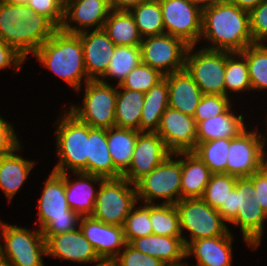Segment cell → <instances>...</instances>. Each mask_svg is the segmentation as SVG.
I'll use <instances>...</instances> for the list:
<instances>
[{
	"instance_id": "cell-1",
	"label": "cell",
	"mask_w": 267,
	"mask_h": 266,
	"mask_svg": "<svg viewBox=\"0 0 267 266\" xmlns=\"http://www.w3.org/2000/svg\"><path fill=\"white\" fill-rule=\"evenodd\" d=\"M210 40L206 49L242 52L254 44L250 32V13L240 9L230 0H218L202 10V34Z\"/></svg>"
},
{
	"instance_id": "cell-2",
	"label": "cell",
	"mask_w": 267,
	"mask_h": 266,
	"mask_svg": "<svg viewBox=\"0 0 267 266\" xmlns=\"http://www.w3.org/2000/svg\"><path fill=\"white\" fill-rule=\"evenodd\" d=\"M58 28L26 4L0 1V41L13 47L25 59L44 44Z\"/></svg>"
},
{
	"instance_id": "cell-3",
	"label": "cell",
	"mask_w": 267,
	"mask_h": 266,
	"mask_svg": "<svg viewBox=\"0 0 267 266\" xmlns=\"http://www.w3.org/2000/svg\"><path fill=\"white\" fill-rule=\"evenodd\" d=\"M33 55L76 91H79L84 77L85 83L90 80L85 69L83 48L78 34L58 29Z\"/></svg>"
},
{
	"instance_id": "cell-4",
	"label": "cell",
	"mask_w": 267,
	"mask_h": 266,
	"mask_svg": "<svg viewBox=\"0 0 267 266\" xmlns=\"http://www.w3.org/2000/svg\"><path fill=\"white\" fill-rule=\"evenodd\" d=\"M39 228L45 241L52 235L77 229L81 216L71 210L65 193V173L52 171L46 179L40 200Z\"/></svg>"
},
{
	"instance_id": "cell-5",
	"label": "cell",
	"mask_w": 267,
	"mask_h": 266,
	"mask_svg": "<svg viewBox=\"0 0 267 266\" xmlns=\"http://www.w3.org/2000/svg\"><path fill=\"white\" fill-rule=\"evenodd\" d=\"M63 116L56 127L57 155L60 161L53 171L66 173L70 168L73 173H87L89 125L78 120L70 112Z\"/></svg>"
},
{
	"instance_id": "cell-6",
	"label": "cell",
	"mask_w": 267,
	"mask_h": 266,
	"mask_svg": "<svg viewBox=\"0 0 267 266\" xmlns=\"http://www.w3.org/2000/svg\"><path fill=\"white\" fill-rule=\"evenodd\" d=\"M99 191L91 216L105 224L123 227L137 201L136 187L124 177L107 178L99 183Z\"/></svg>"
},
{
	"instance_id": "cell-7",
	"label": "cell",
	"mask_w": 267,
	"mask_h": 266,
	"mask_svg": "<svg viewBox=\"0 0 267 266\" xmlns=\"http://www.w3.org/2000/svg\"><path fill=\"white\" fill-rule=\"evenodd\" d=\"M5 242L0 244V259L9 266H44L42 255H46V242L42 231L28 229L0 222Z\"/></svg>"
},
{
	"instance_id": "cell-8",
	"label": "cell",
	"mask_w": 267,
	"mask_h": 266,
	"mask_svg": "<svg viewBox=\"0 0 267 266\" xmlns=\"http://www.w3.org/2000/svg\"><path fill=\"white\" fill-rule=\"evenodd\" d=\"M85 86L83 106H70L69 112L92 128L115 127L117 88L99 80H89Z\"/></svg>"
},
{
	"instance_id": "cell-9",
	"label": "cell",
	"mask_w": 267,
	"mask_h": 266,
	"mask_svg": "<svg viewBox=\"0 0 267 266\" xmlns=\"http://www.w3.org/2000/svg\"><path fill=\"white\" fill-rule=\"evenodd\" d=\"M182 229L190 232L191 240H183L185 246L190 241L201 238L223 236L229 232L225 221L216 209L211 208L202 198H185L175 204Z\"/></svg>"
},
{
	"instance_id": "cell-10",
	"label": "cell",
	"mask_w": 267,
	"mask_h": 266,
	"mask_svg": "<svg viewBox=\"0 0 267 266\" xmlns=\"http://www.w3.org/2000/svg\"><path fill=\"white\" fill-rule=\"evenodd\" d=\"M172 156L173 153L135 184L137 200L153 204V198H164V204L173 205L181 200V158L173 160Z\"/></svg>"
},
{
	"instance_id": "cell-11",
	"label": "cell",
	"mask_w": 267,
	"mask_h": 266,
	"mask_svg": "<svg viewBox=\"0 0 267 266\" xmlns=\"http://www.w3.org/2000/svg\"><path fill=\"white\" fill-rule=\"evenodd\" d=\"M190 45L185 58V69L203 94L225 96L226 51L202 48L192 53Z\"/></svg>"
},
{
	"instance_id": "cell-12",
	"label": "cell",
	"mask_w": 267,
	"mask_h": 266,
	"mask_svg": "<svg viewBox=\"0 0 267 266\" xmlns=\"http://www.w3.org/2000/svg\"><path fill=\"white\" fill-rule=\"evenodd\" d=\"M145 38L140 45L142 63L159 70L163 75L185 68L189 45L184 40L170 34Z\"/></svg>"
},
{
	"instance_id": "cell-13",
	"label": "cell",
	"mask_w": 267,
	"mask_h": 266,
	"mask_svg": "<svg viewBox=\"0 0 267 266\" xmlns=\"http://www.w3.org/2000/svg\"><path fill=\"white\" fill-rule=\"evenodd\" d=\"M165 34L196 45L202 34V10L188 0H159Z\"/></svg>"
},
{
	"instance_id": "cell-14",
	"label": "cell",
	"mask_w": 267,
	"mask_h": 266,
	"mask_svg": "<svg viewBox=\"0 0 267 266\" xmlns=\"http://www.w3.org/2000/svg\"><path fill=\"white\" fill-rule=\"evenodd\" d=\"M260 135V136H258ZM256 131L244 130L236 138L230 139L227 155L226 174L238 178L249 177L259 171L265 164L264 141L265 136Z\"/></svg>"
},
{
	"instance_id": "cell-15",
	"label": "cell",
	"mask_w": 267,
	"mask_h": 266,
	"mask_svg": "<svg viewBox=\"0 0 267 266\" xmlns=\"http://www.w3.org/2000/svg\"><path fill=\"white\" fill-rule=\"evenodd\" d=\"M171 152H189L197 146V126L193 116L168 107L156 132Z\"/></svg>"
},
{
	"instance_id": "cell-16",
	"label": "cell",
	"mask_w": 267,
	"mask_h": 266,
	"mask_svg": "<svg viewBox=\"0 0 267 266\" xmlns=\"http://www.w3.org/2000/svg\"><path fill=\"white\" fill-rule=\"evenodd\" d=\"M170 154L157 133L141 132L134 146L130 166L122 177L135 185Z\"/></svg>"
},
{
	"instance_id": "cell-17",
	"label": "cell",
	"mask_w": 267,
	"mask_h": 266,
	"mask_svg": "<svg viewBox=\"0 0 267 266\" xmlns=\"http://www.w3.org/2000/svg\"><path fill=\"white\" fill-rule=\"evenodd\" d=\"M110 12L109 0H64V18L59 29L71 34L87 31L96 25L94 30L103 29ZM68 21L76 22L79 28L71 26Z\"/></svg>"
},
{
	"instance_id": "cell-18",
	"label": "cell",
	"mask_w": 267,
	"mask_h": 266,
	"mask_svg": "<svg viewBox=\"0 0 267 266\" xmlns=\"http://www.w3.org/2000/svg\"><path fill=\"white\" fill-rule=\"evenodd\" d=\"M79 228L103 261H112L127 244L123 227L82 216ZM123 246V247H122Z\"/></svg>"
},
{
	"instance_id": "cell-19",
	"label": "cell",
	"mask_w": 267,
	"mask_h": 266,
	"mask_svg": "<svg viewBox=\"0 0 267 266\" xmlns=\"http://www.w3.org/2000/svg\"><path fill=\"white\" fill-rule=\"evenodd\" d=\"M83 31L78 33L84 54L85 69L90 80L102 77L113 56L116 45L103 30ZM97 75V76H96Z\"/></svg>"
},
{
	"instance_id": "cell-20",
	"label": "cell",
	"mask_w": 267,
	"mask_h": 266,
	"mask_svg": "<svg viewBox=\"0 0 267 266\" xmlns=\"http://www.w3.org/2000/svg\"><path fill=\"white\" fill-rule=\"evenodd\" d=\"M46 255L79 263L97 262L103 260L97 255L90 242L84 237L80 228L71 232L52 235L46 241Z\"/></svg>"
},
{
	"instance_id": "cell-21",
	"label": "cell",
	"mask_w": 267,
	"mask_h": 266,
	"mask_svg": "<svg viewBox=\"0 0 267 266\" xmlns=\"http://www.w3.org/2000/svg\"><path fill=\"white\" fill-rule=\"evenodd\" d=\"M164 77L168 84V106L194 116L203 93L192 76L184 68Z\"/></svg>"
},
{
	"instance_id": "cell-22",
	"label": "cell",
	"mask_w": 267,
	"mask_h": 266,
	"mask_svg": "<svg viewBox=\"0 0 267 266\" xmlns=\"http://www.w3.org/2000/svg\"><path fill=\"white\" fill-rule=\"evenodd\" d=\"M232 239L228 232L223 236L191 241L186 246V257L194 254L198 266H231Z\"/></svg>"
},
{
	"instance_id": "cell-23",
	"label": "cell",
	"mask_w": 267,
	"mask_h": 266,
	"mask_svg": "<svg viewBox=\"0 0 267 266\" xmlns=\"http://www.w3.org/2000/svg\"><path fill=\"white\" fill-rule=\"evenodd\" d=\"M173 155L184 156L181 157V199L201 198L212 174L209 168L192 151Z\"/></svg>"
},
{
	"instance_id": "cell-24",
	"label": "cell",
	"mask_w": 267,
	"mask_h": 266,
	"mask_svg": "<svg viewBox=\"0 0 267 266\" xmlns=\"http://www.w3.org/2000/svg\"><path fill=\"white\" fill-rule=\"evenodd\" d=\"M136 250L172 264L186 258V246L182 237L148 235L134 239L129 243Z\"/></svg>"
},
{
	"instance_id": "cell-25",
	"label": "cell",
	"mask_w": 267,
	"mask_h": 266,
	"mask_svg": "<svg viewBox=\"0 0 267 266\" xmlns=\"http://www.w3.org/2000/svg\"><path fill=\"white\" fill-rule=\"evenodd\" d=\"M75 174L79 180L69 182V175L67 172L65 173V193L68 206L81 217L91 216L97 197V192L91 183H101L104 178L84 172H75Z\"/></svg>"
},
{
	"instance_id": "cell-26",
	"label": "cell",
	"mask_w": 267,
	"mask_h": 266,
	"mask_svg": "<svg viewBox=\"0 0 267 266\" xmlns=\"http://www.w3.org/2000/svg\"><path fill=\"white\" fill-rule=\"evenodd\" d=\"M231 106L222 114L200 121L197 126V144L217 139H232L245 129L243 116L230 112Z\"/></svg>"
},
{
	"instance_id": "cell-27",
	"label": "cell",
	"mask_w": 267,
	"mask_h": 266,
	"mask_svg": "<svg viewBox=\"0 0 267 266\" xmlns=\"http://www.w3.org/2000/svg\"><path fill=\"white\" fill-rule=\"evenodd\" d=\"M87 173L115 178V166L108 149L107 129L89 126Z\"/></svg>"
},
{
	"instance_id": "cell-28",
	"label": "cell",
	"mask_w": 267,
	"mask_h": 266,
	"mask_svg": "<svg viewBox=\"0 0 267 266\" xmlns=\"http://www.w3.org/2000/svg\"><path fill=\"white\" fill-rule=\"evenodd\" d=\"M140 133L138 130L129 128L107 129L108 149L115 166V178L121 177L128 170Z\"/></svg>"
},
{
	"instance_id": "cell-29",
	"label": "cell",
	"mask_w": 267,
	"mask_h": 266,
	"mask_svg": "<svg viewBox=\"0 0 267 266\" xmlns=\"http://www.w3.org/2000/svg\"><path fill=\"white\" fill-rule=\"evenodd\" d=\"M20 147L0 156V189L6 194L9 201L26 181L29 172L35 165V162L24 160L15 153L19 151Z\"/></svg>"
},
{
	"instance_id": "cell-30",
	"label": "cell",
	"mask_w": 267,
	"mask_h": 266,
	"mask_svg": "<svg viewBox=\"0 0 267 266\" xmlns=\"http://www.w3.org/2000/svg\"><path fill=\"white\" fill-rule=\"evenodd\" d=\"M168 107V84L164 77L144 94L140 132L156 133L161 117Z\"/></svg>"
},
{
	"instance_id": "cell-31",
	"label": "cell",
	"mask_w": 267,
	"mask_h": 266,
	"mask_svg": "<svg viewBox=\"0 0 267 266\" xmlns=\"http://www.w3.org/2000/svg\"><path fill=\"white\" fill-rule=\"evenodd\" d=\"M266 218L267 214L260 203L251 196L249 200L244 201L241 210H238L237 216L230 223L240 226L244 241L255 249L260 245Z\"/></svg>"
},
{
	"instance_id": "cell-32",
	"label": "cell",
	"mask_w": 267,
	"mask_h": 266,
	"mask_svg": "<svg viewBox=\"0 0 267 266\" xmlns=\"http://www.w3.org/2000/svg\"><path fill=\"white\" fill-rule=\"evenodd\" d=\"M103 30L116 46H140L142 37L129 11L111 10Z\"/></svg>"
},
{
	"instance_id": "cell-33",
	"label": "cell",
	"mask_w": 267,
	"mask_h": 266,
	"mask_svg": "<svg viewBox=\"0 0 267 266\" xmlns=\"http://www.w3.org/2000/svg\"><path fill=\"white\" fill-rule=\"evenodd\" d=\"M115 106V127L135 129L140 132V118L144 104V93L123 89L119 91Z\"/></svg>"
},
{
	"instance_id": "cell-34",
	"label": "cell",
	"mask_w": 267,
	"mask_h": 266,
	"mask_svg": "<svg viewBox=\"0 0 267 266\" xmlns=\"http://www.w3.org/2000/svg\"><path fill=\"white\" fill-rule=\"evenodd\" d=\"M129 12L142 38L165 34L159 0L142 2L131 8Z\"/></svg>"
},
{
	"instance_id": "cell-35",
	"label": "cell",
	"mask_w": 267,
	"mask_h": 266,
	"mask_svg": "<svg viewBox=\"0 0 267 266\" xmlns=\"http://www.w3.org/2000/svg\"><path fill=\"white\" fill-rule=\"evenodd\" d=\"M141 62L140 46H116L109 66L99 81L105 82V78L111 77L118 79L117 86H120L128 74Z\"/></svg>"
},
{
	"instance_id": "cell-36",
	"label": "cell",
	"mask_w": 267,
	"mask_h": 266,
	"mask_svg": "<svg viewBox=\"0 0 267 266\" xmlns=\"http://www.w3.org/2000/svg\"><path fill=\"white\" fill-rule=\"evenodd\" d=\"M150 222L154 235H162L168 237H186L182 236L179 214L173 204H151Z\"/></svg>"
},
{
	"instance_id": "cell-37",
	"label": "cell",
	"mask_w": 267,
	"mask_h": 266,
	"mask_svg": "<svg viewBox=\"0 0 267 266\" xmlns=\"http://www.w3.org/2000/svg\"><path fill=\"white\" fill-rule=\"evenodd\" d=\"M230 139H217L198 143L192 151L209 168L212 174H226Z\"/></svg>"
},
{
	"instance_id": "cell-38",
	"label": "cell",
	"mask_w": 267,
	"mask_h": 266,
	"mask_svg": "<svg viewBox=\"0 0 267 266\" xmlns=\"http://www.w3.org/2000/svg\"><path fill=\"white\" fill-rule=\"evenodd\" d=\"M254 43L241 53L246 57L251 82V90L267 89V45Z\"/></svg>"
},
{
	"instance_id": "cell-39",
	"label": "cell",
	"mask_w": 267,
	"mask_h": 266,
	"mask_svg": "<svg viewBox=\"0 0 267 266\" xmlns=\"http://www.w3.org/2000/svg\"><path fill=\"white\" fill-rule=\"evenodd\" d=\"M236 56H239L236 60ZM242 60V61H241ZM225 96H228V91L240 92L251 89L249 77V69L246 57L240 52L226 51V69H225Z\"/></svg>"
},
{
	"instance_id": "cell-40",
	"label": "cell",
	"mask_w": 267,
	"mask_h": 266,
	"mask_svg": "<svg viewBox=\"0 0 267 266\" xmlns=\"http://www.w3.org/2000/svg\"><path fill=\"white\" fill-rule=\"evenodd\" d=\"M256 193L253 182L248 177L237 178L235 188L228 194L226 205H222L217 211L221 217L230 223L241 210L244 201L249 200Z\"/></svg>"
},
{
	"instance_id": "cell-41",
	"label": "cell",
	"mask_w": 267,
	"mask_h": 266,
	"mask_svg": "<svg viewBox=\"0 0 267 266\" xmlns=\"http://www.w3.org/2000/svg\"><path fill=\"white\" fill-rule=\"evenodd\" d=\"M237 178L238 177L224 173L211 174L209 183L201 198L211 208L218 210L222 205H226V198L235 188Z\"/></svg>"
},
{
	"instance_id": "cell-42",
	"label": "cell",
	"mask_w": 267,
	"mask_h": 266,
	"mask_svg": "<svg viewBox=\"0 0 267 266\" xmlns=\"http://www.w3.org/2000/svg\"><path fill=\"white\" fill-rule=\"evenodd\" d=\"M150 214L151 203H146L143 207L132 208L123 224V231L127 243H130L134 239L153 234Z\"/></svg>"
},
{
	"instance_id": "cell-43",
	"label": "cell",
	"mask_w": 267,
	"mask_h": 266,
	"mask_svg": "<svg viewBox=\"0 0 267 266\" xmlns=\"http://www.w3.org/2000/svg\"><path fill=\"white\" fill-rule=\"evenodd\" d=\"M164 76L159 70L141 62L128 74L118 88L139 91L145 94L160 82Z\"/></svg>"
},
{
	"instance_id": "cell-44",
	"label": "cell",
	"mask_w": 267,
	"mask_h": 266,
	"mask_svg": "<svg viewBox=\"0 0 267 266\" xmlns=\"http://www.w3.org/2000/svg\"><path fill=\"white\" fill-rule=\"evenodd\" d=\"M228 96L203 94L194 113L196 124L224 113L230 107Z\"/></svg>"
},
{
	"instance_id": "cell-45",
	"label": "cell",
	"mask_w": 267,
	"mask_h": 266,
	"mask_svg": "<svg viewBox=\"0 0 267 266\" xmlns=\"http://www.w3.org/2000/svg\"><path fill=\"white\" fill-rule=\"evenodd\" d=\"M112 262L115 266H166L161 260L136 250L129 243Z\"/></svg>"
},
{
	"instance_id": "cell-46",
	"label": "cell",
	"mask_w": 267,
	"mask_h": 266,
	"mask_svg": "<svg viewBox=\"0 0 267 266\" xmlns=\"http://www.w3.org/2000/svg\"><path fill=\"white\" fill-rule=\"evenodd\" d=\"M34 13L47 17L58 29L64 18V0H28L26 4Z\"/></svg>"
},
{
	"instance_id": "cell-47",
	"label": "cell",
	"mask_w": 267,
	"mask_h": 266,
	"mask_svg": "<svg viewBox=\"0 0 267 266\" xmlns=\"http://www.w3.org/2000/svg\"><path fill=\"white\" fill-rule=\"evenodd\" d=\"M250 32L254 43H262L267 39V0L250 12Z\"/></svg>"
},
{
	"instance_id": "cell-48",
	"label": "cell",
	"mask_w": 267,
	"mask_h": 266,
	"mask_svg": "<svg viewBox=\"0 0 267 266\" xmlns=\"http://www.w3.org/2000/svg\"><path fill=\"white\" fill-rule=\"evenodd\" d=\"M248 178L253 182L256 190L254 200L260 203L262 209L267 214V164Z\"/></svg>"
},
{
	"instance_id": "cell-49",
	"label": "cell",
	"mask_w": 267,
	"mask_h": 266,
	"mask_svg": "<svg viewBox=\"0 0 267 266\" xmlns=\"http://www.w3.org/2000/svg\"><path fill=\"white\" fill-rule=\"evenodd\" d=\"M19 146L20 143L13 130V125L0 117V156L12 152Z\"/></svg>"
},
{
	"instance_id": "cell-50",
	"label": "cell",
	"mask_w": 267,
	"mask_h": 266,
	"mask_svg": "<svg viewBox=\"0 0 267 266\" xmlns=\"http://www.w3.org/2000/svg\"><path fill=\"white\" fill-rule=\"evenodd\" d=\"M24 60L25 58L13 47L0 41V69L13 65L15 70H19L21 68V63Z\"/></svg>"
},
{
	"instance_id": "cell-51",
	"label": "cell",
	"mask_w": 267,
	"mask_h": 266,
	"mask_svg": "<svg viewBox=\"0 0 267 266\" xmlns=\"http://www.w3.org/2000/svg\"><path fill=\"white\" fill-rule=\"evenodd\" d=\"M151 0H109L111 10H125L129 11L136 5Z\"/></svg>"
},
{
	"instance_id": "cell-52",
	"label": "cell",
	"mask_w": 267,
	"mask_h": 266,
	"mask_svg": "<svg viewBox=\"0 0 267 266\" xmlns=\"http://www.w3.org/2000/svg\"><path fill=\"white\" fill-rule=\"evenodd\" d=\"M230 1L235 5H237L240 9L250 13L263 0H230Z\"/></svg>"
},
{
	"instance_id": "cell-53",
	"label": "cell",
	"mask_w": 267,
	"mask_h": 266,
	"mask_svg": "<svg viewBox=\"0 0 267 266\" xmlns=\"http://www.w3.org/2000/svg\"><path fill=\"white\" fill-rule=\"evenodd\" d=\"M192 4L198 6L201 10L209 7L213 3L217 2L218 0H188Z\"/></svg>"
},
{
	"instance_id": "cell-54",
	"label": "cell",
	"mask_w": 267,
	"mask_h": 266,
	"mask_svg": "<svg viewBox=\"0 0 267 266\" xmlns=\"http://www.w3.org/2000/svg\"><path fill=\"white\" fill-rule=\"evenodd\" d=\"M2 1L13 5H25L28 2V0H2Z\"/></svg>"
},
{
	"instance_id": "cell-55",
	"label": "cell",
	"mask_w": 267,
	"mask_h": 266,
	"mask_svg": "<svg viewBox=\"0 0 267 266\" xmlns=\"http://www.w3.org/2000/svg\"><path fill=\"white\" fill-rule=\"evenodd\" d=\"M95 266H115L112 261H103L100 264H96Z\"/></svg>"
},
{
	"instance_id": "cell-56",
	"label": "cell",
	"mask_w": 267,
	"mask_h": 266,
	"mask_svg": "<svg viewBox=\"0 0 267 266\" xmlns=\"http://www.w3.org/2000/svg\"><path fill=\"white\" fill-rule=\"evenodd\" d=\"M166 266H185V265H184L183 262L181 263V261H178V262H175V263H172V264H167Z\"/></svg>"
},
{
	"instance_id": "cell-57",
	"label": "cell",
	"mask_w": 267,
	"mask_h": 266,
	"mask_svg": "<svg viewBox=\"0 0 267 266\" xmlns=\"http://www.w3.org/2000/svg\"><path fill=\"white\" fill-rule=\"evenodd\" d=\"M0 266H9L4 260L0 259Z\"/></svg>"
}]
</instances>
